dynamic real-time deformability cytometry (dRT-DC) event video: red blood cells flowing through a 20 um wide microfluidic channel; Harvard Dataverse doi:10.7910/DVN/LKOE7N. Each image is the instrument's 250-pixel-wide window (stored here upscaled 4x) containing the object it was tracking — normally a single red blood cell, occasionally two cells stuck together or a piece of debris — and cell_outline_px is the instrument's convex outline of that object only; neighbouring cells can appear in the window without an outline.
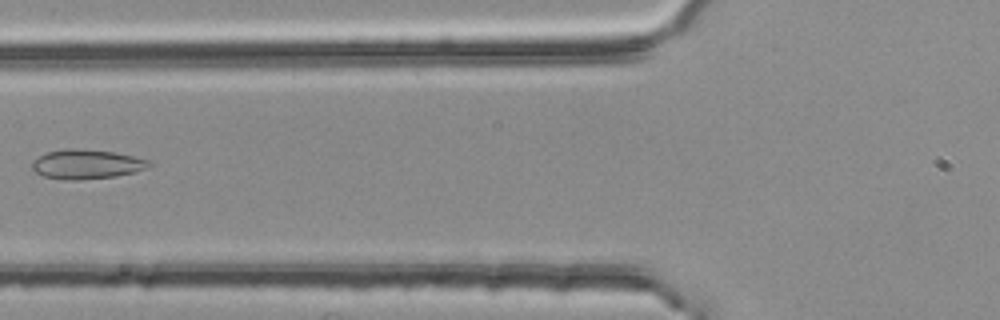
{"species": "common noctule bat (a hibernating species)", "species_latin": "Nyctalus noctula", "temperature_condition": "room temperature", "stored_images_in_passage": 7, "camera_frame_rate_fps": 3000, "um_per_image_px": 0.085, "animal": {"sex": "female", "body_mass_g": 25.1}, "frame": {"image": 1, "passage_image": 6, "time_ms": 1.667, "image_size_px": [1000, 320], "cell_outline_px": [[152, 164], [136, 172], [116, 176], [76, 180], [72, 180], [44, 176], [36, 172], [32, 168], [32, 160], [48, 152], [72, 148], [76, 148], [112, 152], [132, 156], [148, 160]], "centroid_in_image_um": [7.35, 13.96], "position_along_channel_um": 118.4, "area_um2": 19.65}}
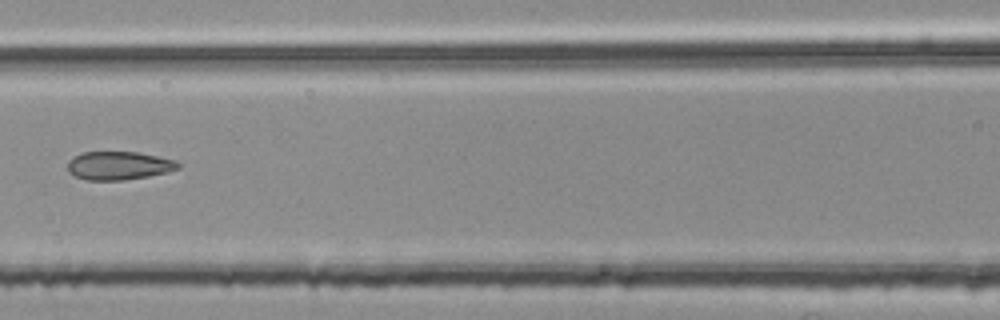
{"frame": {"image": 2, "passage_image": 7, "time_ms": 2.0, "image_size_px": [1000, 320], "cell_outline_px": [[180, 168], [168, 172], [148, 176], [124, 180], [88, 180], [76, 176], [68, 172], [68, 160], [80, 152], [140, 152], [176, 160], [180, 164]], "centroid_in_image_um": [10.11, 14.07], "position_along_channel_um": 156.5, "area_um2": 18.38}}